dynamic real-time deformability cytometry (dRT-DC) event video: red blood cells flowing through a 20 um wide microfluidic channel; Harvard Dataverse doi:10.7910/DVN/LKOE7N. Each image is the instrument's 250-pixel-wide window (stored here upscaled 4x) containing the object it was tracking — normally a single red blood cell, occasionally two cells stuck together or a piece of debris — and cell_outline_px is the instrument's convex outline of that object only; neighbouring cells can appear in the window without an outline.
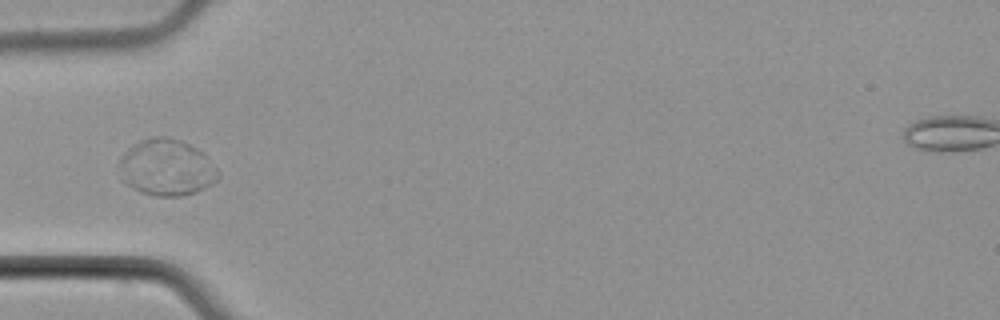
{"species": "common noctule bat (a hibernating species)", "species_latin": "Nyctalus noctula", "temperature_condition": "cold", "stored_images_in_passage": 6, "segment_of_instrument_passage": [2, 2], "camera_frame_rate_fps": 3000, "um_per_image_px": 0.085, "animal": {"sex": "male", "body_mass_g": 21.5, "forearm_length_mm": 52.0}, "frame": {"image": 1, "passage_image": 5, "time_ms": 5.333, "image_size_px": [1000, 320], "cell_outline_px": [[220, 176], [212, 184], [196, 192], [180, 196], [156, 196], [140, 192], [132, 188], [124, 180], [120, 164], [120, 156], [128, 148], [140, 140], [156, 136], [164, 136], [180, 140], [204, 152], [220, 172]], "centroid_in_image_um": [14.19, 14.23], "position_along_channel_um": 70.8, "area_um2": 32.48}}
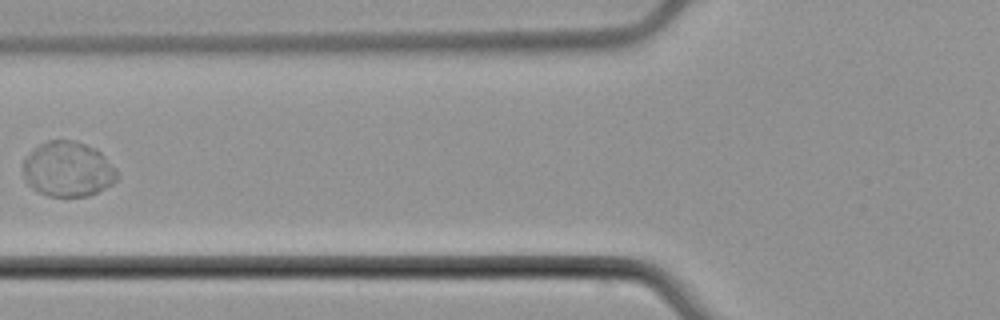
{"frame": {"image": 2, "passage_image": 6, "time_ms": 6.667, "image_size_px": [1000, 320], "cell_outline_px": [[120, 176], [112, 184], [88, 196], [48, 196], [32, 188], [24, 180], [20, 164], [40, 144], [48, 140], [72, 140], [96, 148], [116, 168]], "centroid_in_image_um": [5.76, 14.39], "position_along_channel_um": 120.0, "area_um2": 30.29}}